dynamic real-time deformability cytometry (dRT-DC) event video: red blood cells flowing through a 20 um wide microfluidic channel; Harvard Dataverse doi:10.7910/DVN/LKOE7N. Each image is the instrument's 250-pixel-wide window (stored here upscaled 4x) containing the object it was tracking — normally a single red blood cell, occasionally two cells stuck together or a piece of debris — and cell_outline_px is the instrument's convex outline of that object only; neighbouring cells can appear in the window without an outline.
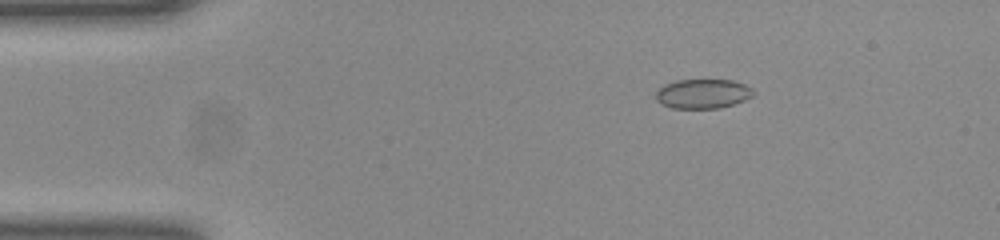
{"species": "common noctule bat (a hibernating species)", "species_latin": "Nyctalus noctula", "temperature_condition": "room temperature", "stored_images_in_passage": 32, "camera_frame_rate_fps": 3000, "um_per_image_px": 0.085, "animal": {"sex": "female", "body_mass_g": 23.0, "forearm_length_mm": 53.4}, "frame": {"image": 1, "passage_image": 8, "time_ms": 2.333, "image_size_px": [1000, 240], "cell_outline_px": [[756, 92], [752, 96], [744, 100], [720, 108], [672, 108], [660, 104], [656, 100], [656, 92], [664, 84], [676, 80], [732, 80], [744, 84], [752, 88]], "centroid_in_image_um": [59.73, 7.97], "position_along_channel_um": 25.3, "area_um2": 16.76}}
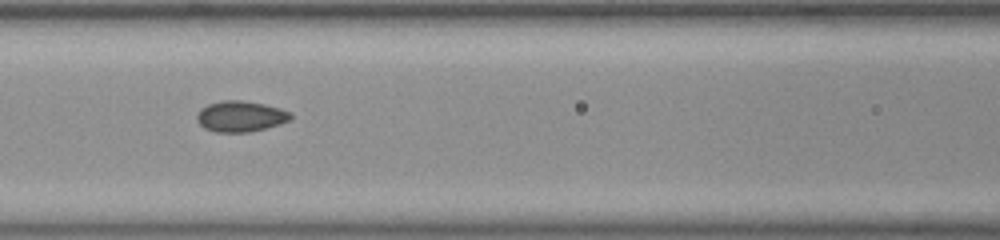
{"frame": {"image": 2, "passage_image": 22, "time_ms": 7.0, "image_size_px": [1000, 240], "cell_outline_px": [[292, 120], [280, 124], [248, 132], [216, 132], [204, 128], [196, 120], [196, 116], [200, 108], [208, 104], [224, 100], [240, 100], [264, 104], [280, 108], [292, 112]], "centroid_in_image_um": [20.45, 9.89], "position_along_channel_um": 146.1, "area_um2": 16.94}}
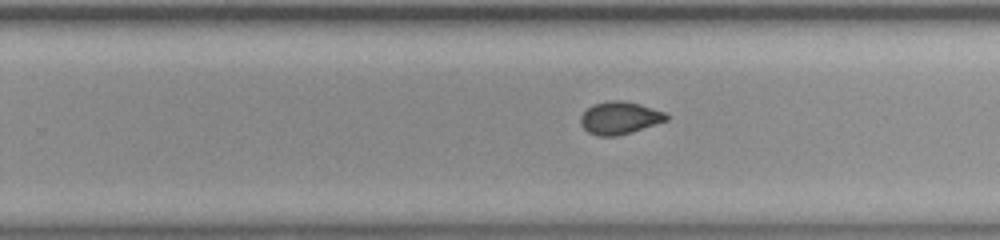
{"frame": {"image": 3, "passage_image": 32, "time_ms": 10.333, "image_size_px": [1000, 240], "cell_outline_px": [[668, 120], [632, 132], [616, 136], [596, 136], [588, 132], [580, 124], [580, 116], [592, 104], [608, 100], [620, 100], [640, 104], [664, 112], [668, 116]], "centroid_in_image_um": [52.64, 10.02], "position_along_channel_um": 277.2, "area_um2": 16.3}}